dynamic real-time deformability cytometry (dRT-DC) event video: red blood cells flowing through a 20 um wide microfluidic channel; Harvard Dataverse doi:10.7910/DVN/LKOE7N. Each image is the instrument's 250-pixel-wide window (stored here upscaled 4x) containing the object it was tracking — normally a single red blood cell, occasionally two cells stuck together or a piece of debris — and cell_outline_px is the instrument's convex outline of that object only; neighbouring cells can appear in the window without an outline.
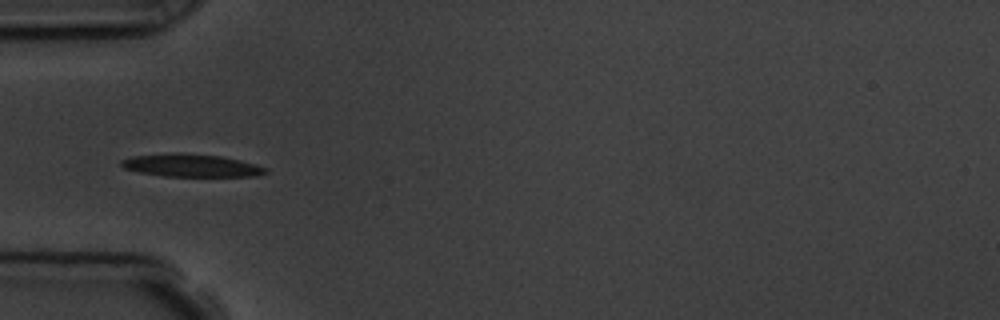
{"species": "common noctule bat (a hibernating species)", "species_latin": "Nyctalus noctula", "temperature_condition": "room temperature", "stored_images_in_passage": 17, "camera_frame_rate_fps": 3000, "um_per_image_px": 0.085, "animal": {"sex": "male", "body_mass_g": 19.5, "forearm_length_mm": 54.6}, "frame": {"image": 1, "passage_image": 6, "time_ms": 6.0, "image_size_px": [1000, 320], "cell_outline_px": [[268, 172], [256, 176], [164, 176], [140, 172], [124, 168], [120, 164], [120, 160], [132, 156], [172, 152], [180, 152], [220, 156], [240, 160], [256, 164], [268, 168]], "centroid_in_image_um": [16.25, 14.05], "position_along_channel_um": 68.7, "area_um2": 19.25}, "authors_computed_cell_mechanics": {"area_um2": 18.6694, "velocity_mm_per_s": 3.7187, "shape_relaxation_time_tau1_ms": 1.886, "shape_relaxation_time_tau2_ms": null, "deformation_change_tau1": 0.0996, "deformation_change_tau2": null}}